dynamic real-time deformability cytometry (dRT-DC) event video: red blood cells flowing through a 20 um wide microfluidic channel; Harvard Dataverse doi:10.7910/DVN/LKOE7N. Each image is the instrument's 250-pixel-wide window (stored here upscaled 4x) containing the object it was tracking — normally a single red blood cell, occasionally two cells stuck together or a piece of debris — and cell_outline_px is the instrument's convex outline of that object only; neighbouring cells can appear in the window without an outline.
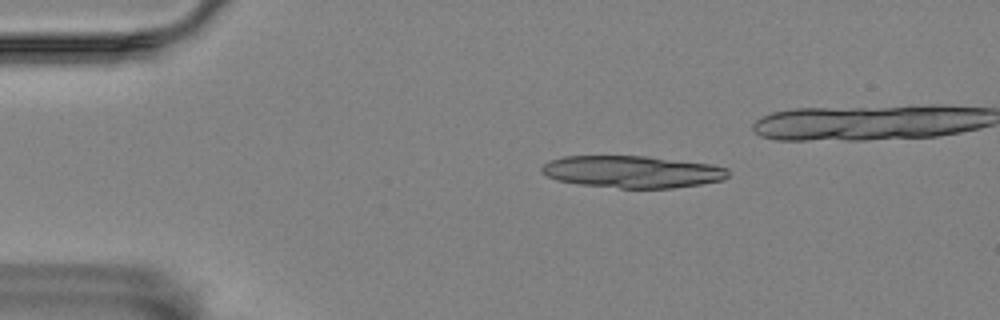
{"species": "Egyptian fruit bat (a non-hibernating species)", "species_latin": "Rousettus aegyptiacus", "temperature_condition": "room temperature", "stored_images_in_passage": 3, "camera_frame_rate_fps": 3000, "um_per_image_px": 0.085, "animal": {"sex": "female"}, "frame": {"image": 1, "passage_image": 3, "time_ms": 5.0, "image_size_px": [1000, 320], "cell_outline_px": [[728, 176], [724, 180], [700, 184], [672, 188], [620, 188], [580, 184], [556, 180], [540, 172], [540, 168], [548, 160], [564, 156], [644, 156], [712, 164], [728, 168]], "centroid_in_image_um": [53.73, 14.59], "position_along_channel_um": 31.3, "area_um2": 34.91}}